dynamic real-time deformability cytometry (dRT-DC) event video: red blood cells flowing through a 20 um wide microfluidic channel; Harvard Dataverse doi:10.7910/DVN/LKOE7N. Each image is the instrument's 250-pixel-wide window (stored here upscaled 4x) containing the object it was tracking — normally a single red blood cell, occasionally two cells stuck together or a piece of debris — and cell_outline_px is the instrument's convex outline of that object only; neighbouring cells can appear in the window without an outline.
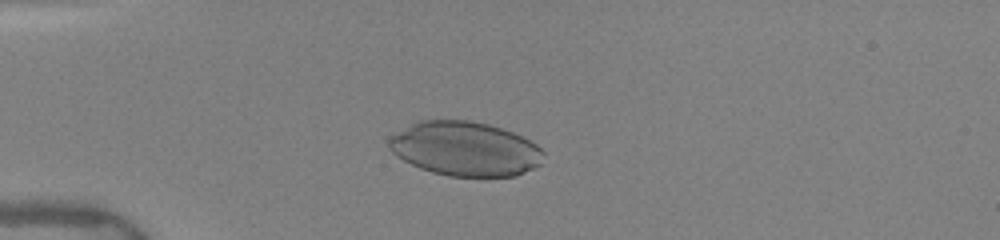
{"species": "human", "species_latin": "Homo sapiens", "temperature_condition": "warm", "stored_images_in_passage": 41, "camera_frame_rate_fps": 3000, "um_per_image_px": 0.085, "donor": {"sex": "female"}, "frame": {"image": 1, "passage_image": 11, "time_ms": 3.333, "image_size_px": [1000, 240], "cell_outline_px": [[544, 152], [540, 164], [516, 176], [448, 176], [432, 172], [420, 168], [396, 156], [388, 148], [388, 136], [420, 120], [468, 120], [488, 124], [512, 132], [536, 144]], "centroid_in_image_um": [39.49, 12.65], "position_along_channel_um": 45.5, "area_um2": 48.73}}
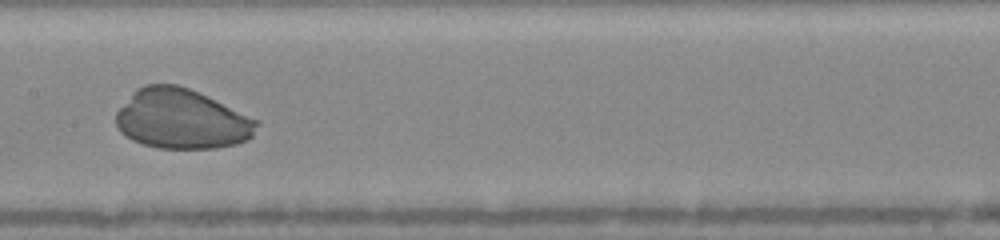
{"frame": {"image": 2, "passage_image": 24, "time_ms": 7.667, "image_size_px": [1000, 240], "cell_outline_px": [[260, 124], [252, 136], [248, 140], [236, 144], [216, 148], [156, 148], [132, 140], [120, 132], [116, 124], [116, 112], [136, 88], [144, 84], [176, 84], [188, 88], [208, 96], [260, 120]], "centroid_in_image_um": [15.46, 10.12], "position_along_channel_um": 191.9, "area_um2": 49.36}}
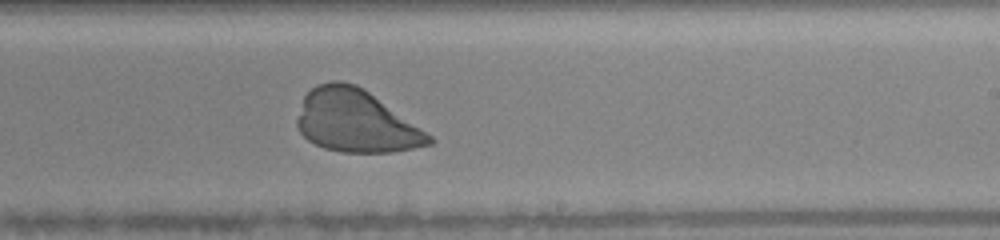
{"frame": {"image": 3, "passage_image": 29, "time_ms": 9.333, "image_size_px": [1000, 240], "cell_outline_px": [[436, 140], [432, 144], [392, 152], [340, 152], [324, 148], [308, 140], [300, 132], [296, 124], [296, 120], [304, 96], [316, 84], [332, 80], [340, 80], [356, 84], [364, 88], [432, 136]], "centroid_in_image_um": [30.23, 10.29], "position_along_channel_um": 258.8, "area_um2": 47.92}, "authors_computed_cell_mechanics": {"area_um2": 49.4768, "velocity_mm_per_s": 4.0215, "shape_relaxation_time_tau1_ms": 2.5177, "shape_relaxation_time_tau2_ms": 2.9075, "deformation_change_tau1": 0.1829, "deformation_change_tau2": 0.085}}